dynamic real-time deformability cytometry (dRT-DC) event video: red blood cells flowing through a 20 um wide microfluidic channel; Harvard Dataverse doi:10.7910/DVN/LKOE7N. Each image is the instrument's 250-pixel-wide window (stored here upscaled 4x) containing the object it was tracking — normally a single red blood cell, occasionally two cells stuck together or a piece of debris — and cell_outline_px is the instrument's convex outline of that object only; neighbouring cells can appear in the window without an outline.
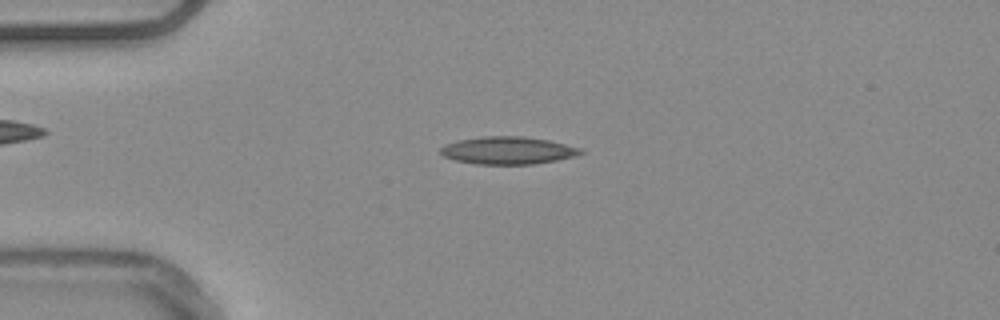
{"species": "common noctule bat (a hibernating species)", "species_latin": "Nyctalus noctula", "temperature_condition": "warm", "stored_images_in_passage": 53, "camera_frame_rate_fps": 3000, "um_per_image_px": 0.085, "animal": {"sex": "male", "body_mass_g": 20.4}, "frame": {"image": 1, "passage_image": 12, "time_ms": 3.667, "image_size_px": [1000, 320], "cell_outline_px": [[584, 152], [576, 156], [556, 160], [532, 164], [476, 164], [456, 160], [444, 156], [440, 152], [440, 148], [448, 144], [460, 140], [484, 136], [524, 136], [548, 140], [580, 148]], "centroid_in_image_um": [43.19, 12.79], "position_along_channel_um": 41.8, "area_um2": 22.2}}
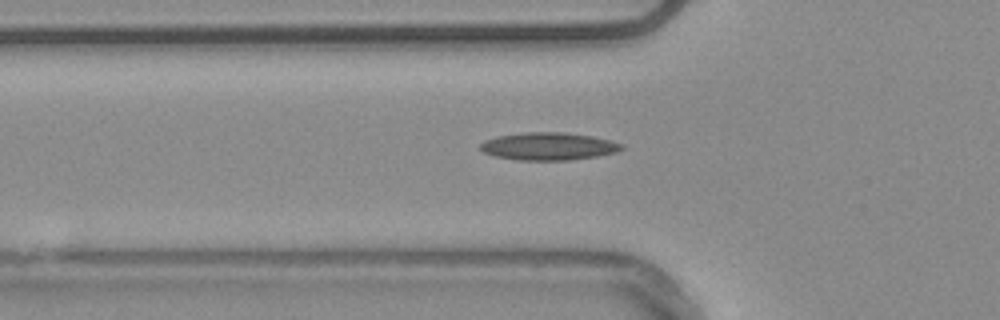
{"frame": {"image": 2, "passage_image": 17, "time_ms": 5.333, "image_size_px": [1000, 320], "cell_outline_px": [[624, 148], [616, 152], [596, 156], [568, 160], [516, 160], [492, 156], [484, 152], [480, 148], [480, 144], [484, 140], [500, 136], [524, 132], [564, 132], [592, 136], [624, 144]], "centroid_in_image_um": [46.61, 12.44], "position_along_channel_um": 79.2, "area_um2": 22.72}, "authors_computed_cell_mechanics": {"area_um2": 20.23, "velocity_mm_per_s": 3.7833, "shape_relaxation_time_tau1_ms": null, "shape_relaxation_time_tau2_ms": 3.3469, "deformation_change_tau1": null, "deformation_change_tau2": 0.1194}}